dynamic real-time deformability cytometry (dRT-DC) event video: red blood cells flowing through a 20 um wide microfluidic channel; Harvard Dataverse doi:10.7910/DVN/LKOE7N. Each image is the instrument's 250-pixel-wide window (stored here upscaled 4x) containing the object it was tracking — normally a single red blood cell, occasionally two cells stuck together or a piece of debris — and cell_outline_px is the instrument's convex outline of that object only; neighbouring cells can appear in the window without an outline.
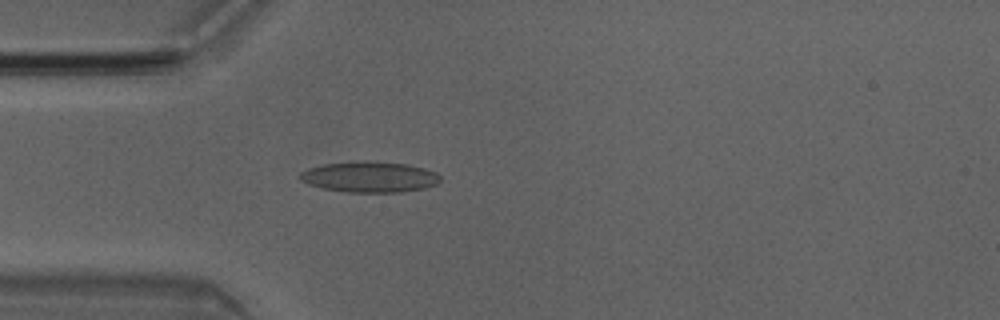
{"species": "Egyptian fruit bat (a non-hibernating species)", "species_latin": "Rousettus aegyptiacus", "temperature_condition": "room temperature", "stored_images_in_passage": 2, "camera_frame_rate_fps": 3000, "um_per_image_px": 0.085, "animal": {"sex": "male"}, "frame": {"image": 1, "passage_image": 2, "time_ms": 0.333, "image_size_px": [1000, 320], "cell_outline_px": [[440, 180], [436, 184], [424, 188], [400, 192], [348, 192], [324, 188], [308, 184], [300, 180], [300, 172], [308, 168], [324, 164], [364, 160], [408, 164], [424, 168], [436, 172], [440, 176]], "centroid_in_image_um": [31.42, 15.03], "position_along_channel_um": 53.6, "area_um2": 25.14}}